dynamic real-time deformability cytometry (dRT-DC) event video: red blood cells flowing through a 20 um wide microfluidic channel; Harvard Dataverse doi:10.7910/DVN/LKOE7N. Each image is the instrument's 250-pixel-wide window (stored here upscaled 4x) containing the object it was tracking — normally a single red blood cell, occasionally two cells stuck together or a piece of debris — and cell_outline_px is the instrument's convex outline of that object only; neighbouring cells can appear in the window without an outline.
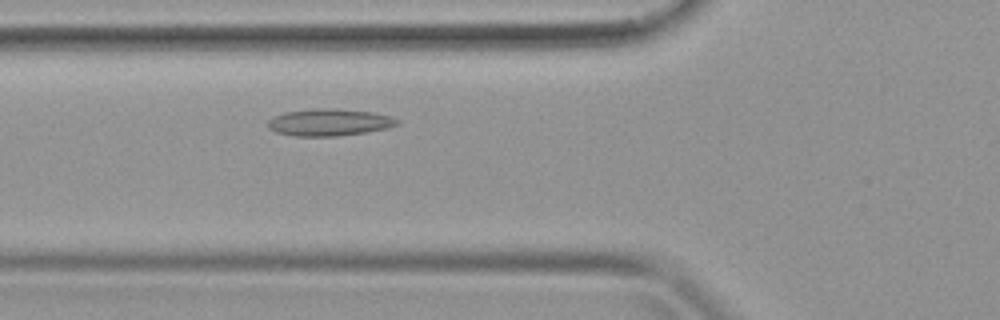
{"species": "common noctule bat (a hibernating species)", "species_latin": "Nyctalus noctula", "temperature_condition": "warm", "stored_images_in_passage": 34, "camera_frame_rate_fps": 3000, "um_per_image_px": 0.085, "animal": {"sex": "female", "body_mass_g": 19.9}, "frame": {"image": 1, "passage_image": 9, "time_ms": 2.667, "image_size_px": [1000, 320], "cell_outline_px": [[400, 124], [388, 128], [368, 132], [336, 136], [296, 136], [276, 132], [268, 128], [268, 120], [272, 116], [284, 112], [312, 108], [336, 108], [372, 112], [388, 116], [400, 120]], "centroid_in_image_um": [27.98, 10.39], "position_along_channel_um": 97.8, "area_um2": 20.58}}
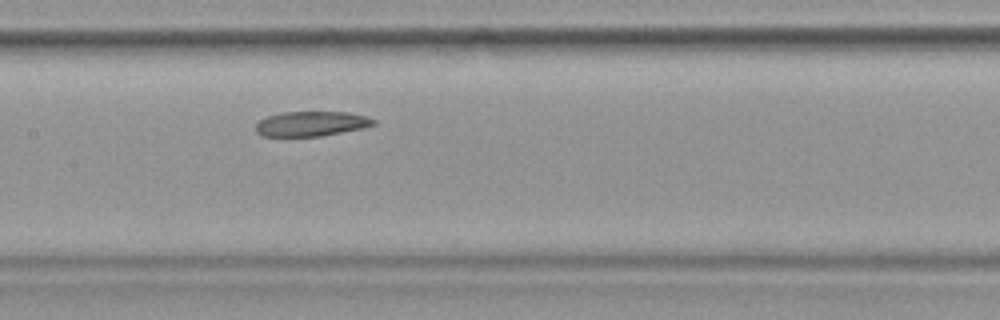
{"frame": {"image": 2, "passage_image": 14, "time_ms": 4.333, "image_size_px": [1000, 320], "cell_outline_px": [[376, 124], [364, 128], [320, 136], [260, 136], [256, 132], [256, 124], [260, 120], [268, 116], [284, 112], [348, 112], [368, 116], [376, 120]], "centroid_in_image_um": [26.49, 10.52], "position_along_channel_um": 180.9, "area_um2": 17.11}}
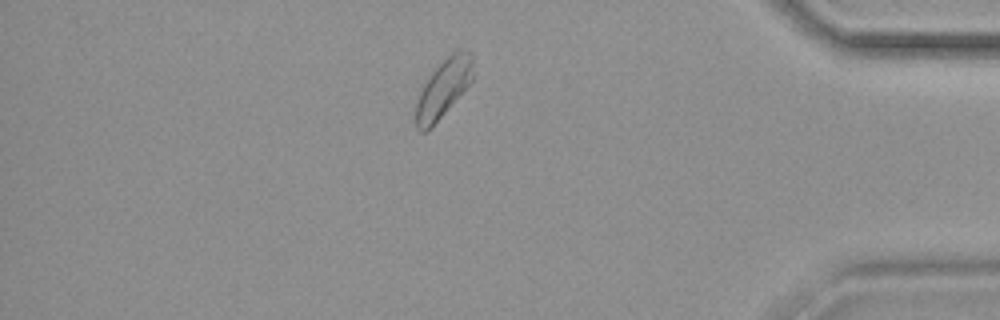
{"frame": {"image": 3, "passage_image": 29, "time_ms": 9.333, "image_size_px": [1000, 320], "cell_outline_px": [[472, 80], [432, 128], [424, 132], [420, 132], [416, 128], [416, 100], [428, 76], [452, 52], [460, 48], [464, 48], [472, 52]], "centroid_in_image_um": [37.68, 7.51], "position_along_channel_um": 397.5, "area_um2": 19.25}}